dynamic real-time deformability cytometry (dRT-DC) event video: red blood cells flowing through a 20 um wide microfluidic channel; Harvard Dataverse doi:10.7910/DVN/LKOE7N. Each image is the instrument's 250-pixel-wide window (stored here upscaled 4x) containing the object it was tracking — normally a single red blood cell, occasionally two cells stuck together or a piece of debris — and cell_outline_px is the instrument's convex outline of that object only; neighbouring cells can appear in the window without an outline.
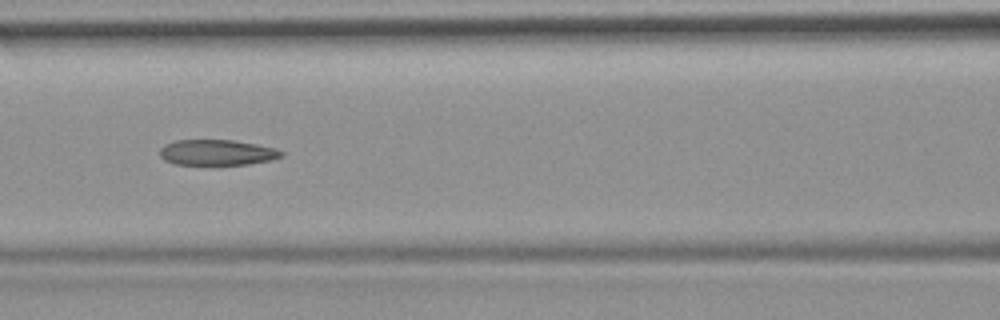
{"species": "common noctule bat (a hibernating species)", "species_latin": "Nyctalus noctula", "temperature_condition": "room temperature", "stored_images_in_passage": 53, "camera_frame_rate_fps": 3000, "um_per_image_px": 0.085, "animal": {"sex": "female", "body_mass_g": 19.9}, "frame": {"image": 1, "passage_image": 23, "time_ms": 7.333, "image_size_px": [1000, 320], "cell_outline_px": [[284, 156], [272, 160], [248, 164], [176, 164], [164, 160], [160, 156], [160, 148], [164, 144], [176, 140], [232, 140], [256, 144], [276, 148], [284, 152]], "centroid_in_image_um": [18.47, 12.95], "position_along_channel_um": 148.1, "area_um2": 18.15}, "authors_computed_cell_mechanics": {"area_um2": 19.9988, "velocity_mm_per_s": 3.7849, "shape_relaxation_time_tau1_ms": null, "shape_relaxation_time_tau2_ms": 5.8565, "deformation_change_tau1": null, "deformation_change_tau2": 0.1309}}